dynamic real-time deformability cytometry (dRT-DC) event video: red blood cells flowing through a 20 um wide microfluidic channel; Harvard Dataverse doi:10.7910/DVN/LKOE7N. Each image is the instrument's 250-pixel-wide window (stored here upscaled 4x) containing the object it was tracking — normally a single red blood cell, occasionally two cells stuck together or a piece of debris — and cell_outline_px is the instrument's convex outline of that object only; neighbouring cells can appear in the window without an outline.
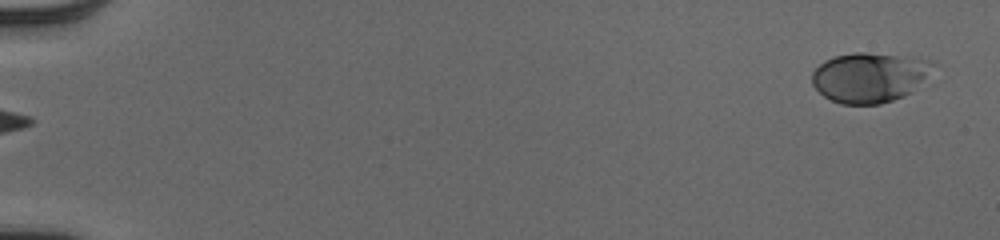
{"species": "human", "species_latin": "Homo sapiens", "temperature_condition": "cold", "stored_images_in_passage": 49, "camera_frame_rate_fps": 3000, "um_per_image_px": 0.085, "donor": {"sex": "male"}, "frame": {"image": 1, "passage_image": 1, "time_ms": 0.0, "image_size_px": [1000, 240], "cell_outline_px": [[924, 76], [912, 92], [904, 96], [880, 104], [840, 104], [824, 96], [812, 84], [812, 72], [824, 60], [836, 56], [856, 52], [864, 52], [896, 56], [920, 68]], "centroid_in_image_um": [73.58, 6.65], "position_along_channel_um": 11.4, "area_um2": 32.6}}
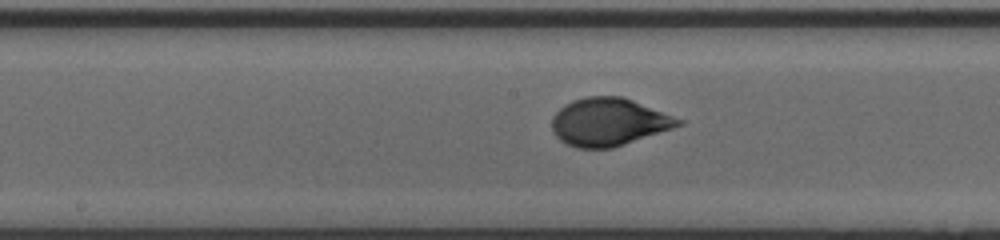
{"frame": {"image": 2, "passage_image": 28, "time_ms": 9.0, "image_size_px": [1000, 240], "cell_outline_px": [[684, 124], [612, 148], [576, 148], [560, 140], [552, 132], [552, 116], [564, 104], [572, 100], [588, 96], [624, 96], [684, 120]], "centroid_in_image_um": [51.73, 10.35], "position_along_channel_um": 196.5, "area_um2": 35.2}}
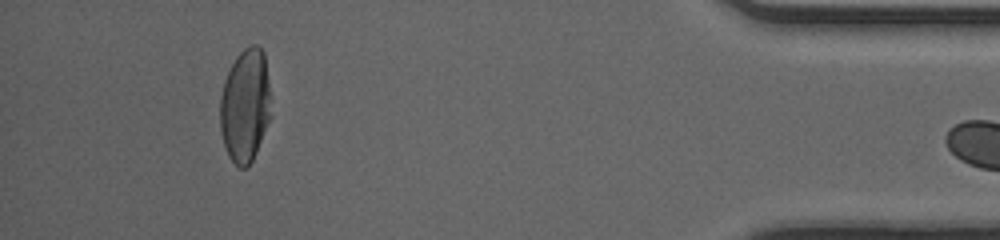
{"frame": {"image": 3, "passage_image": 48, "time_ms": 15.667, "image_size_px": [1000, 240], "cell_outline_px": [[272, 116], [256, 152], [252, 160], [244, 168], [240, 168], [228, 156], [224, 144], [220, 128], [220, 96], [224, 80], [236, 56], [244, 48], [252, 44], [256, 44], [264, 52]], "centroid_in_image_um": [20.84, 8.97], "position_along_channel_um": 414.4, "area_um2": 33.64}}